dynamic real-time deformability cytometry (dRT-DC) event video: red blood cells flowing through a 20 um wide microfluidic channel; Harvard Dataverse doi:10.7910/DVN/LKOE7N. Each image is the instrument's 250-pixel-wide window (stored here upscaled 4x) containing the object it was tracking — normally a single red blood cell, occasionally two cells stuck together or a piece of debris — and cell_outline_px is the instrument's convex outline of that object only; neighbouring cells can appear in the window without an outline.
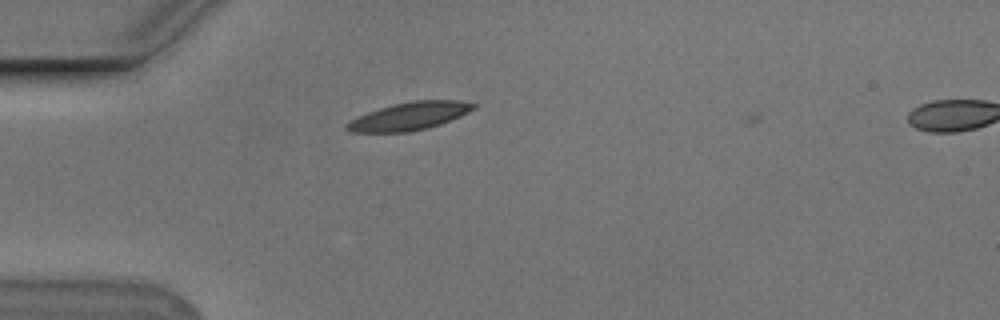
{"species": "Egyptian fruit bat (a non-hibernating species)", "species_latin": "Rousettus aegyptiacus", "temperature_condition": "cold", "stored_images_in_passage": 2, "camera_frame_rate_fps": 3000, "um_per_image_px": 0.085, "animal": {"sex": "male"}, "frame": {"image": 1, "passage_image": 1, "time_ms": 0.0, "image_size_px": [1000, 320], "cell_outline_px": [[476, 108], [460, 116], [440, 124], [428, 128], [408, 132], [348, 132], [344, 128], [344, 124], [368, 112], [392, 104], [412, 100], [460, 100], [476, 104]], "centroid_in_image_um": [34.8, 9.87], "position_along_channel_um": 50.2, "area_um2": 20.58}}